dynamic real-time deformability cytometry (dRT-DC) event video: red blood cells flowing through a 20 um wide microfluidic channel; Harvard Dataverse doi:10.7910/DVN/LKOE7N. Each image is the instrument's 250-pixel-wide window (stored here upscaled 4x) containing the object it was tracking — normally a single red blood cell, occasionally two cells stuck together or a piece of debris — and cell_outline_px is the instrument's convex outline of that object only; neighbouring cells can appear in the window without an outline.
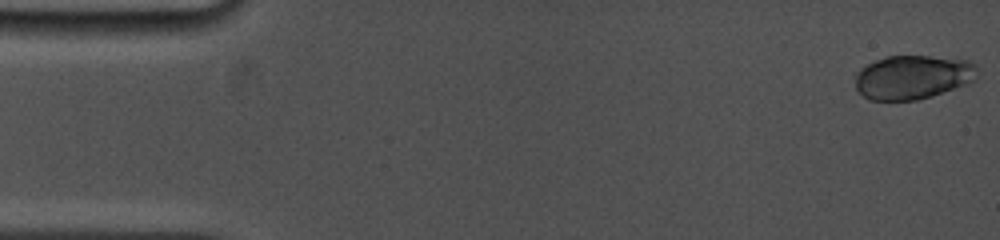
{"species": "common noctule bat (a hibernating species)", "species_latin": "Nyctalus noctula", "temperature_condition": "cold", "stored_images_in_passage": 11, "camera_frame_rate_fps": 5000, "um_per_image_px": 0.085, "animal": {"sex": "female", "body_mass_g": 19.0, "forearm_length_mm": 53.3}, "frame": {"image": 1, "passage_image": 1, "time_ms": 0.0, "image_size_px": [1000, 240], "cell_outline_px": [[976, 80], [968, 84], [932, 96], [916, 100], [868, 100], [856, 92], [856, 72], [860, 68], [876, 60], [888, 56], [928, 56], [968, 60], [976, 64]], "centroid_in_image_um": [77.57, 6.57], "position_along_channel_um": 7.4, "area_um2": 31.5}}
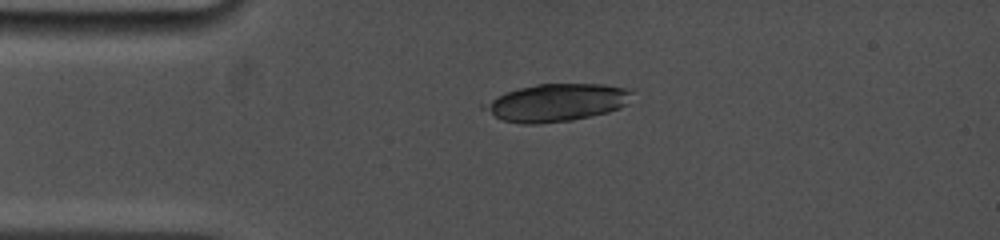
{"frame": {"image": 2, "passage_image": 11, "time_ms": 3.4, "image_size_px": [1000, 240], "cell_outline_px": [[632, 92], [628, 104], [620, 108], [608, 112], [572, 120], [540, 124], [520, 124], [504, 120], [480, 108], [480, 104], [508, 92], [520, 88], [536, 84], [604, 84], [628, 88]], "centroid_in_image_um": [47.32, 8.72], "position_along_channel_um": 37.7, "area_um2": 32.31}}